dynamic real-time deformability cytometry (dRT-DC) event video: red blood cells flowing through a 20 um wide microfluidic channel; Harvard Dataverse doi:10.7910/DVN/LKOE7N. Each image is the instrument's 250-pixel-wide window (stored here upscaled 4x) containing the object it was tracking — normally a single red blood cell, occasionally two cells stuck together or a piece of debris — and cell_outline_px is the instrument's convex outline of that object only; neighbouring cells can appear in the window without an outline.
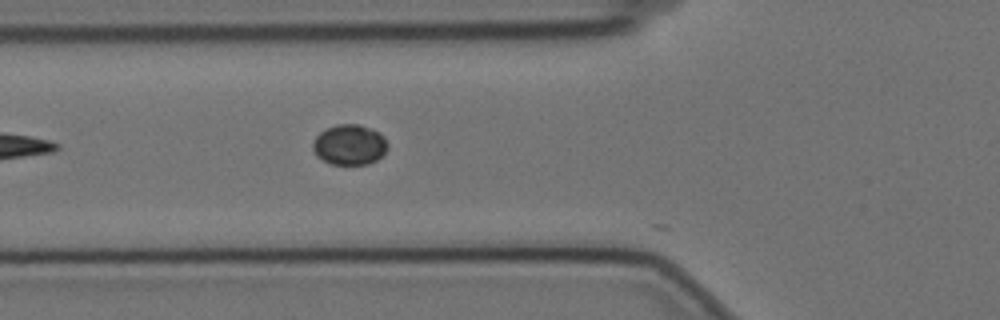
{"species": "Egyptian fruit bat (a non-hibernating species)", "species_latin": "Rousettus aegyptiacus", "temperature_condition": "cold", "stored_images_in_passage": 21, "camera_frame_rate_fps": 3000, "um_per_image_px": 0.085, "animal": {"sex": "female"}, "frame": {"image": 1, "passage_image": 2, "time_ms": 0.333, "image_size_px": [1000, 320], "cell_outline_px": [[388, 148], [376, 160], [368, 164], [328, 164], [316, 156], [312, 148], [312, 144], [316, 136], [320, 132], [336, 124], [360, 124], [372, 128], [380, 132], [384, 136], [388, 144]], "centroid_in_image_um": [29.71, 12.29], "position_along_channel_um": 96.1, "area_um2": 17.8}}